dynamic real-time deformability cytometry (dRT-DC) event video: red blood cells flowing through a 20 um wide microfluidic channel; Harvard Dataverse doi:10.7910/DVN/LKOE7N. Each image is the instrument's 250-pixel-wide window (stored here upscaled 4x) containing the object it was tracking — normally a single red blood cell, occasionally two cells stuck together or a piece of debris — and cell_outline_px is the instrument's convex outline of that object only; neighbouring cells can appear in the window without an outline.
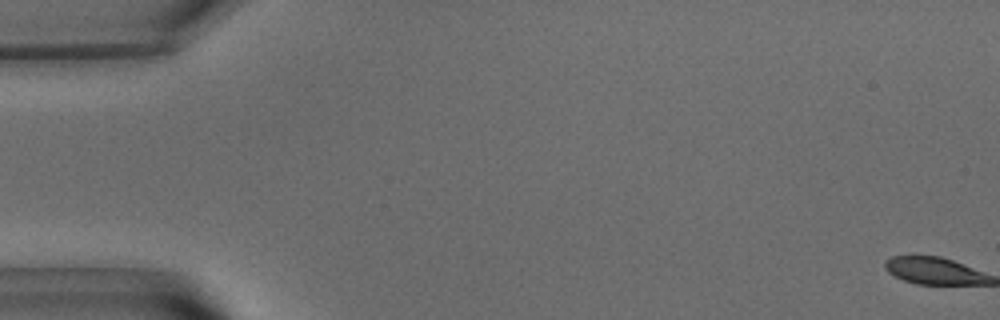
{"species": "common noctule bat (a hibernating species)", "species_latin": "Nyctalus noctula", "temperature_condition": "warm", "stored_images_in_passage": 17, "camera_frame_rate_fps": 3000, "um_per_image_px": 0.085, "animal": {"sex": "male", "body_mass_g": 15.6}, "frame": {"image": 1, "passage_image": 1, "time_ms": 0.0, "image_size_px": [1000, 320], "cell_outline_px": [[980, 280], [972, 284], [928, 284], [912, 280], [900, 276], [896, 272], [908, 256], [928, 256], [944, 260], [956, 264], [972, 272]], "centroid_in_image_um": [79.49, 23.07], "position_along_channel_um": 5.5, "area_um2": 11.85}}